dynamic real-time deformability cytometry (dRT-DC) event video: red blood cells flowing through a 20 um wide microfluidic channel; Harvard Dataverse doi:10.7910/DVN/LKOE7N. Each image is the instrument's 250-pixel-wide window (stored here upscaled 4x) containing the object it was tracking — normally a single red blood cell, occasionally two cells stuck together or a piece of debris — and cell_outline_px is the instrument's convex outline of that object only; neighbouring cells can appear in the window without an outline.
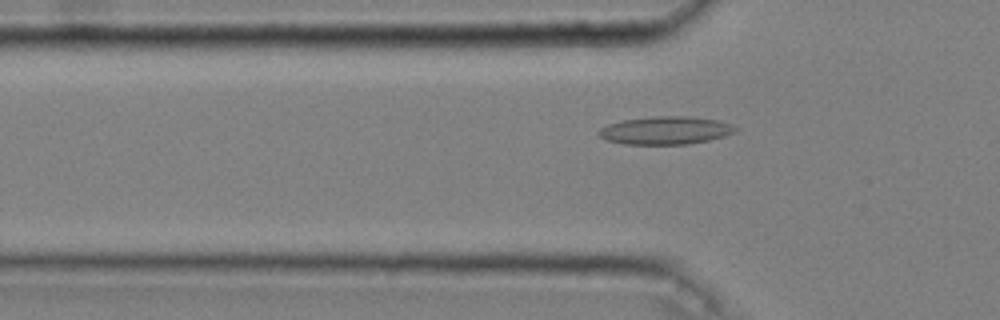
{"species": "common noctule bat (a hibernating species)", "species_latin": "Nyctalus noctula", "temperature_condition": "cold", "stored_images_in_passage": 47, "camera_frame_rate_fps": 3000, "um_per_image_px": 0.085, "animal": {"sex": "male", "body_mass_g": 20.4}, "frame": {"image": 1, "passage_image": 16, "time_ms": 5.0, "image_size_px": [1000, 320], "cell_outline_px": [[736, 132], [724, 136], [708, 140], [688, 144], [624, 144], [608, 140], [600, 136], [596, 132], [600, 128], [608, 124], [624, 120], [652, 116], [684, 116], [716, 120], [732, 124], [736, 128]], "centroid_in_image_um": [56.55, 11.08], "position_along_channel_um": 69.2, "area_um2": 22.08}}
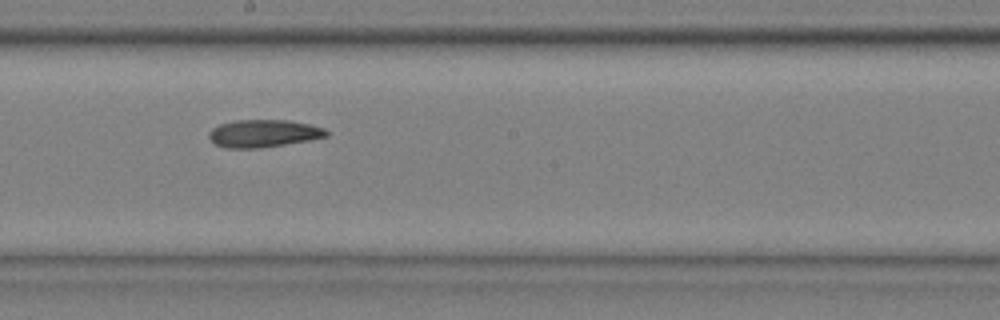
{"frame": {"image": 2, "passage_image": 29, "time_ms": 9.333, "image_size_px": [1000, 320], "cell_outline_px": [[328, 136], [308, 140], [260, 148], [224, 148], [216, 144], [208, 136], [208, 132], [212, 128], [220, 124], [236, 120], [288, 120], [308, 124], [324, 128], [328, 132]], "centroid_in_image_um": [22.37, 11.34], "position_along_channel_um": 225.8, "area_um2": 18.73}}
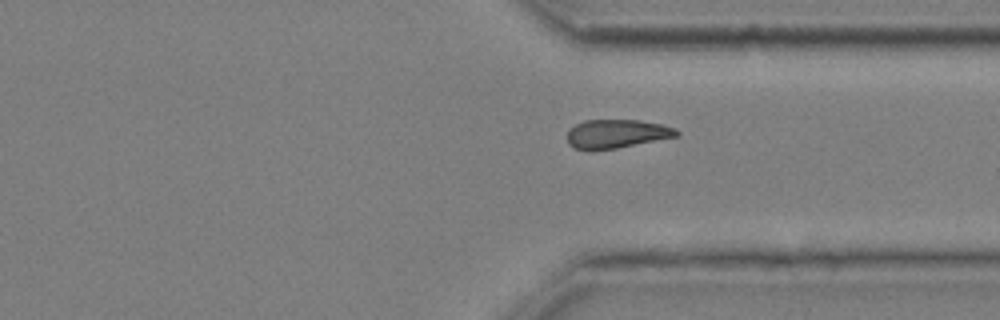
{"frame": {"image": 3, "passage_image": 40, "time_ms": 13.0, "image_size_px": [1000, 320], "cell_outline_px": [[680, 136], [616, 148], [588, 152], [572, 148], [568, 144], [568, 132], [576, 124], [584, 120], [640, 120], [664, 124], [676, 128], [680, 132]], "centroid_in_image_um": [52.43, 11.39], "position_along_channel_um": 359.0, "area_um2": 18.73}, "authors_computed_cell_mechanics": {"area_um2": 19.2474, "velocity_mm_per_s": 3.6163, "shape_relaxation_time_tau1_ms": 3.2926, "shape_relaxation_time_tau2_ms": null, "deformation_change_tau1": 0.088, "deformation_change_tau2": null}}